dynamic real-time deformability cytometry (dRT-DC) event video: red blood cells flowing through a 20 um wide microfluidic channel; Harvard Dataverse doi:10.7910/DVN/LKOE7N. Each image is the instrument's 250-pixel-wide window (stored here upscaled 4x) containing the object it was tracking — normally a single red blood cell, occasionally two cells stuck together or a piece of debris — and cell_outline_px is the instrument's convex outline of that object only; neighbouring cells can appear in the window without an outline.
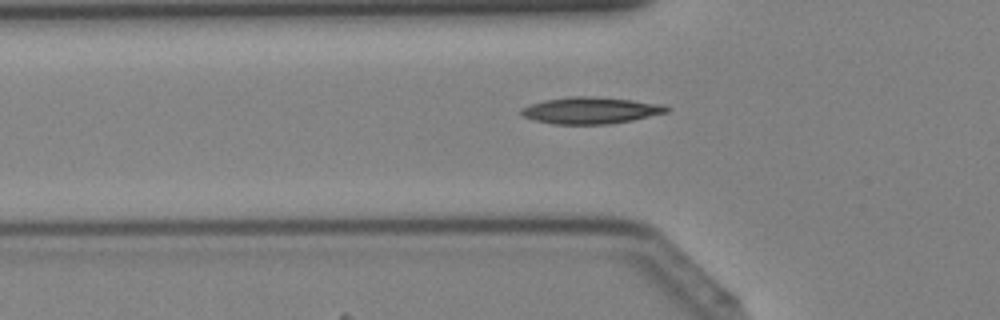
{"species": "Egyptian fruit bat (a non-hibernating species)", "species_latin": "Rousettus aegyptiacus", "temperature_condition": "cold", "stored_images_in_passage": 32, "camera_frame_rate_fps": 3000, "um_per_image_px": 0.085, "animal": {"sex": "female"}, "frame": {"image": 1, "passage_image": 4, "time_ms": 1.0, "image_size_px": [1000, 320], "cell_outline_px": [[672, 108], [668, 112], [632, 120], [608, 124], [552, 124], [536, 120], [524, 116], [520, 112], [520, 108], [544, 100], [568, 96], [592, 96], [632, 100], [660, 104]], "centroid_in_image_um": [50.21, 9.38], "position_along_channel_um": 75.6, "area_um2": 22.48}}
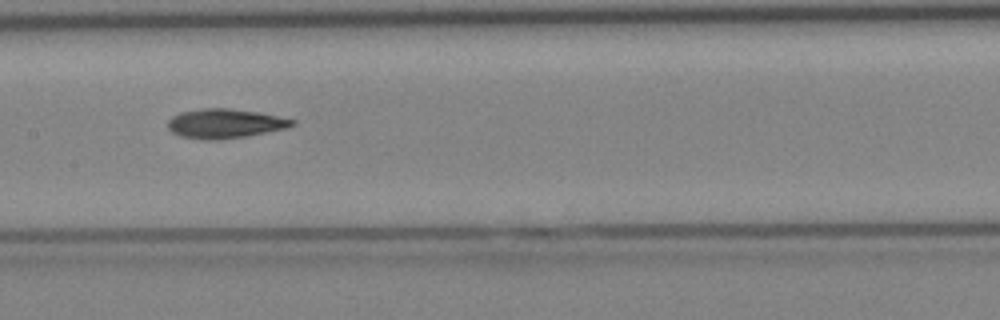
{"frame": {"image": 2, "passage_image": 11, "time_ms": 3.333, "image_size_px": [1000, 320], "cell_outline_px": [[296, 124], [288, 128], [244, 136], [216, 140], [204, 140], [180, 136], [172, 132], [168, 128], [168, 120], [172, 116], [180, 112], [204, 108], [228, 108], [256, 112], [296, 120]], "centroid_in_image_um": [19.1, 10.5], "position_along_channel_um": 188.3, "area_um2": 21.15}}
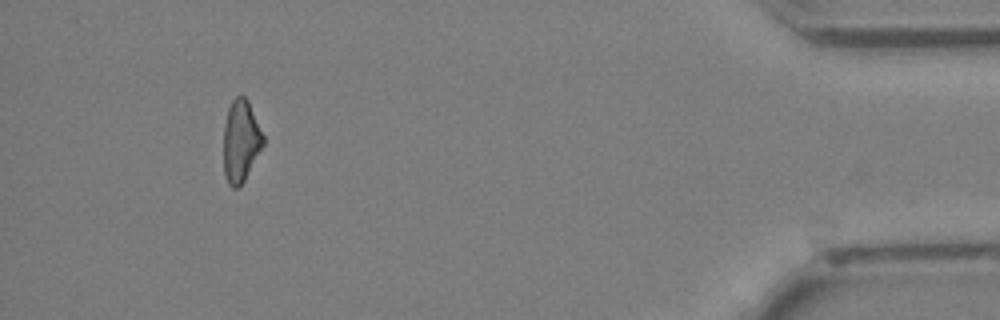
{"frame": {"image": 3, "passage_image": 29, "time_ms": 9.333, "image_size_px": [1000, 320], "cell_outline_px": [[264, 144], [240, 188], [232, 188], [228, 184], [224, 176], [224, 124], [228, 108], [232, 100], [236, 96], [244, 96], [248, 100], [264, 136]], "centroid_in_image_um": [20.46, 12.01], "position_along_channel_um": 414.7, "area_um2": 19.02}}